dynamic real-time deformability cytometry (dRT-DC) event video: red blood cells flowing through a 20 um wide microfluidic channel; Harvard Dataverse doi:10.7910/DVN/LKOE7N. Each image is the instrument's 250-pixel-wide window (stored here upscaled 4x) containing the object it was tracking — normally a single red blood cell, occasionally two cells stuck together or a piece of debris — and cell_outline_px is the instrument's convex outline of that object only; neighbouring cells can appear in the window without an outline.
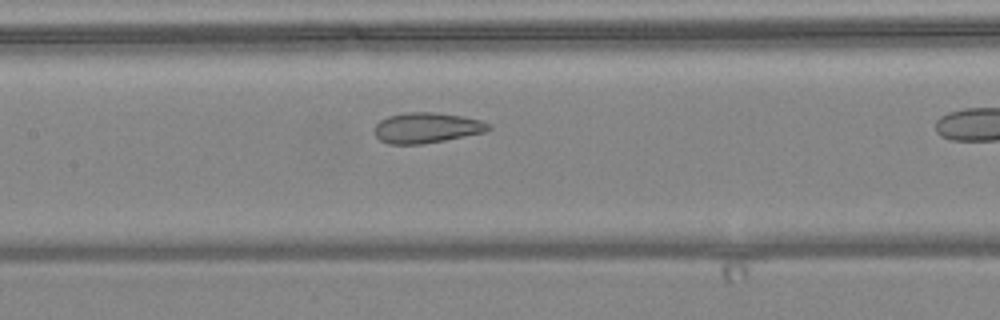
{"species": "common noctule bat (a hibernating species)", "species_latin": "Nyctalus noctula", "temperature_condition": "warm", "stored_images_in_passage": 7, "segment_of_instrument_passage": [1, 2], "camera_frame_rate_fps": 3000, "um_per_image_px": 0.085, "animal": {"sex": "female", "body_mass_g": 24.6, "forearm_length_mm": 56.2}, "frame": {"image": 1, "passage_image": 6, "time_ms": 6.0, "image_size_px": [1000, 320], "cell_outline_px": [[492, 128], [488, 132], [444, 140], [420, 144], [388, 144], [380, 140], [376, 136], [376, 124], [380, 120], [388, 116], [404, 112], [432, 112], [464, 116], [480, 120], [492, 124]], "centroid_in_image_um": [36.32, 10.85], "position_along_channel_um": 171.1, "area_um2": 20.35}}